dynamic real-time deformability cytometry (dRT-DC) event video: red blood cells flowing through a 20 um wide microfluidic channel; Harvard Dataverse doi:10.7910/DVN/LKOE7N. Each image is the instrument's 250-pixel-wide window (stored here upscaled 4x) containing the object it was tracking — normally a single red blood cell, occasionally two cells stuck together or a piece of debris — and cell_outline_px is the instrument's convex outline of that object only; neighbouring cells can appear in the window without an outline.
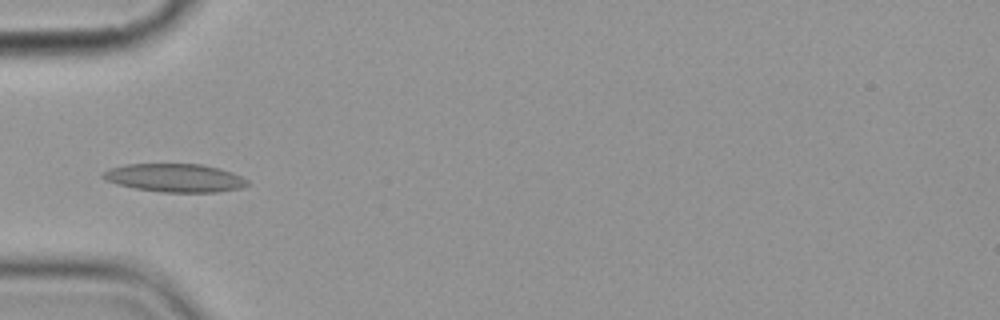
{"species": "common noctule bat (a hibernating species)", "species_latin": "Nyctalus noctula", "temperature_condition": "cold", "stored_images_in_passage": 7, "camera_frame_rate_fps": 3000, "um_per_image_px": 0.085, "animal": {"sex": "female", "body_mass_g": 19.9}, "frame": {"image": 1, "passage_image": 6, "time_ms": 6.0, "image_size_px": [1000, 320], "cell_outline_px": [[248, 184], [240, 188], [216, 192], [160, 192], [136, 188], [116, 184], [104, 180], [100, 176], [100, 172], [108, 168], [124, 164], [200, 164], [220, 168], [232, 172], [248, 180]], "centroid_in_image_um": [14.79, 15.11], "position_along_channel_um": 70.2, "area_um2": 23.99}}
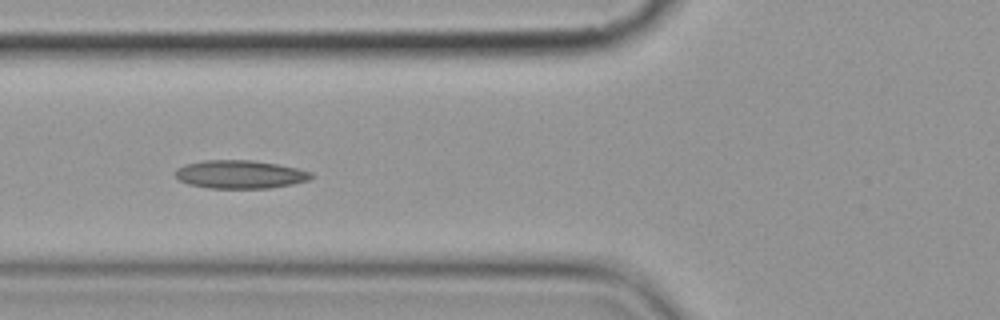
{"frame": {"image": 2, "passage_image": 7, "time_ms": 7.0, "image_size_px": [1000, 320], "cell_outline_px": [[316, 176], [312, 180], [272, 188], [208, 188], [188, 184], [180, 180], [176, 176], [176, 168], [184, 164], [204, 160], [252, 160], [276, 164], [296, 168], [312, 172]], "centroid_in_image_um": [20.44, 14.82], "position_along_channel_um": 105.4, "area_um2": 22.54}}